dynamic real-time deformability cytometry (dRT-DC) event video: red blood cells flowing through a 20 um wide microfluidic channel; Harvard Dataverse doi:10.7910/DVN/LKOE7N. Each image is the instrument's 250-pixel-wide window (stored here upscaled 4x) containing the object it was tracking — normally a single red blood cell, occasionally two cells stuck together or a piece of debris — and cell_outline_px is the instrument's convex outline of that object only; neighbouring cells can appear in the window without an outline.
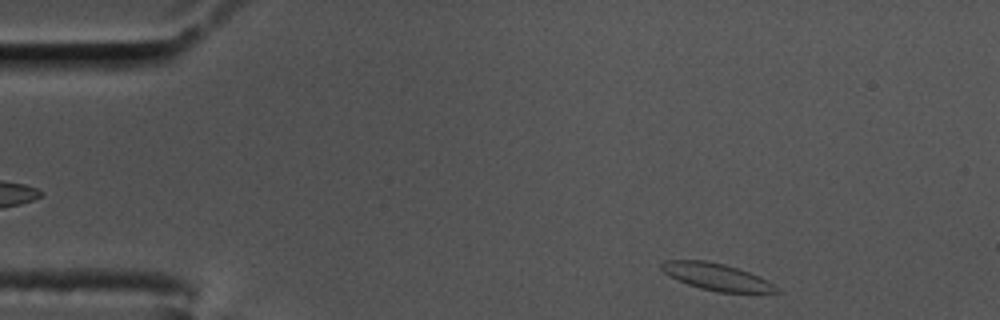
{"species": "common noctule bat (a hibernating species)", "species_latin": "Nyctalus noctula", "temperature_condition": "cold", "stored_images_in_passage": 9, "camera_frame_rate_fps": 3000, "um_per_image_px": 0.085, "animal": {"sex": "male", "body_mass_g": 17.5, "forearm_length_mm": 52.3}, "frame": {"image": 1, "passage_image": 9, "time_ms": 2.667, "image_size_px": [1000, 320], "cell_outline_px": [[780, 292], [716, 292], [700, 288], [676, 280], [668, 276], [660, 268], [660, 264], [664, 260], [704, 260], [724, 264], [748, 272], [772, 284]], "centroid_in_image_um": [60.79, 23.52], "position_along_channel_um": 24.2, "area_um2": 17.69}}